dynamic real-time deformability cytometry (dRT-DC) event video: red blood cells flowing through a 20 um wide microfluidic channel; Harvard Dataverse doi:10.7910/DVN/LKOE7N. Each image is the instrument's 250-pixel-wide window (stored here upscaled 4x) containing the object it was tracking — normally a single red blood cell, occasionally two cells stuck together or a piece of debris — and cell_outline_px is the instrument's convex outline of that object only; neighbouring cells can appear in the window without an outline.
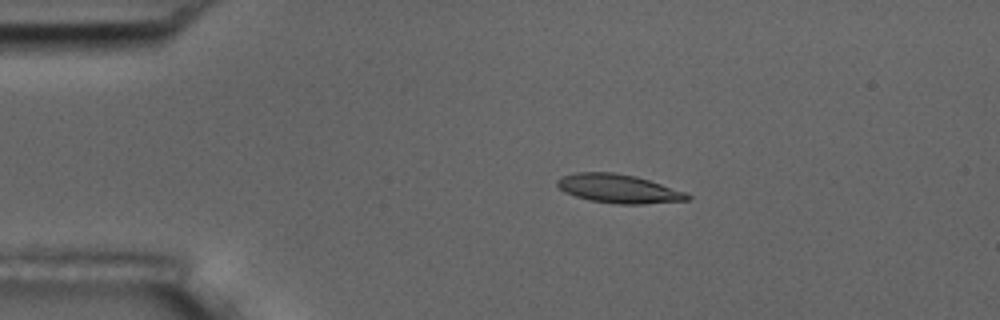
{"species": "common noctule bat (a hibernating species)", "species_latin": "Nyctalus noctula", "temperature_condition": "room temperature", "stored_images_in_passage": 10, "camera_frame_rate_fps": 3000, "um_per_image_px": 0.085, "animal": {"sex": "male", "body_mass_g": 17.5, "forearm_length_mm": 52.3}, "frame": {"image": 1, "passage_image": 2, "time_ms": 0.333, "image_size_px": [1000, 320], "cell_outline_px": [[692, 196], [688, 200], [644, 204], [620, 204], [592, 200], [576, 196], [564, 192], [556, 184], [556, 180], [560, 176], [576, 172], [612, 172], [636, 176], [684, 192]], "centroid_in_image_um": [52.53, 16.03], "position_along_channel_um": 32.5, "area_um2": 21.56}}
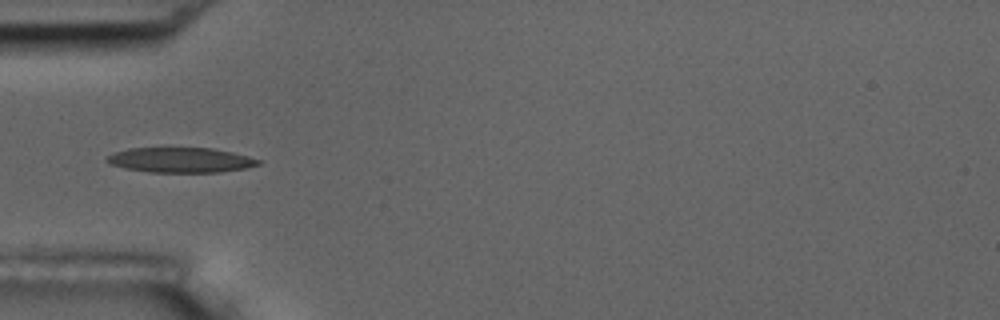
{"frame": {"image": 2, "passage_image": 4, "time_ms": 1.0, "image_size_px": [1000, 320], "cell_outline_px": [[260, 164], [248, 168], [220, 172], [148, 172], [124, 168], [108, 164], [104, 160], [108, 156], [116, 152], [128, 148], [212, 148], [232, 152], [248, 156], [260, 160]], "centroid_in_image_um": [15.34, 13.61], "position_along_channel_um": 69.7, "area_um2": 22.14}}
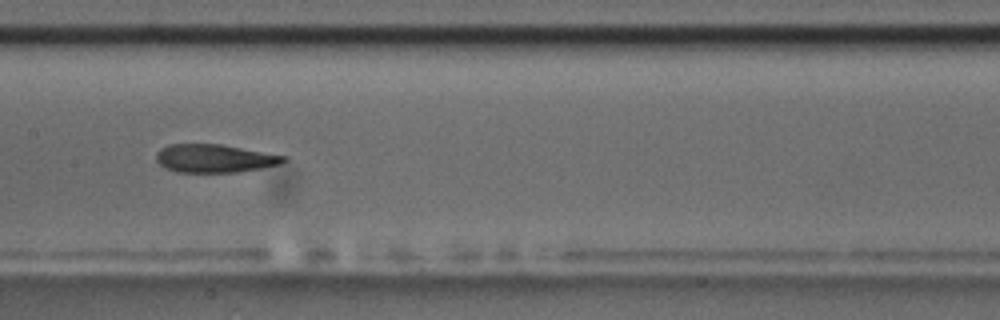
{"frame": {"image": 3, "passage_image": 7, "time_ms": 2.0, "image_size_px": [1000, 320], "cell_outline_px": [[288, 160], [280, 164], [260, 168], [236, 172], [176, 172], [160, 164], [156, 160], [156, 152], [160, 148], [168, 144], [220, 144], [288, 156]], "centroid_in_image_um": [18.24, 13.45], "position_along_channel_um": 189.2, "area_um2": 20.92}}